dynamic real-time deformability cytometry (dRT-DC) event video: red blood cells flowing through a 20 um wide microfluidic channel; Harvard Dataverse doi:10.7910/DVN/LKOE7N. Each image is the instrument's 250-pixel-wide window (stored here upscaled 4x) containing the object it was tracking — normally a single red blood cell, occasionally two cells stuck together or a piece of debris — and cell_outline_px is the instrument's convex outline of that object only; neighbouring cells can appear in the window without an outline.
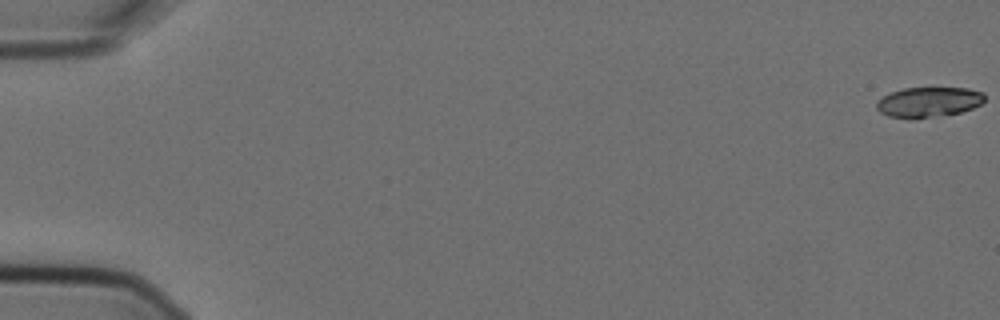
{"species": "Egyptian fruit bat (a non-hibernating species)", "species_latin": "Rousettus aegyptiacus", "temperature_condition": "cold", "stored_images_in_passage": 4, "camera_frame_rate_fps": 3000, "um_per_image_px": 0.085, "animal": {"sex": "female"}, "frame": {"image": 1, "passage_image": 1, "time_ms": 0.0, "image_size_px": [1000, 320], "cell_outline_px": [[984, 100], [980, 104], [972, 108], [960, 112], [928, 116], [888, 116], [880, 112], [876, 108], [876, 100], [892, 92], [904, 88], [968, 88], [984, 92]], "centroid_in_image_um": [78.94, 8.63], "position_along_channel_um": 6.1, "area_um2": 18.26}}
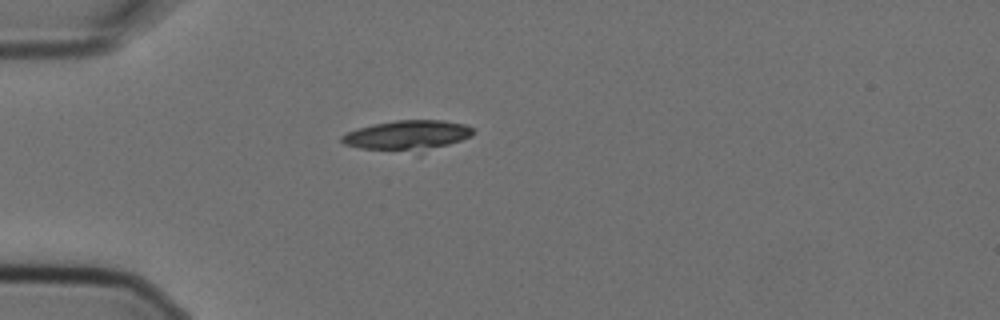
{"frame": {"image": 2, "passage_image": 4, "time_ms": 1.0, "image_size_px": [1000, 320], "cell_outline_px": [[476, 132], [472, 136], [420, 156], [360, 148], [344, 144], [340, 140], [340, 136], [348, 132], [372, 124], [396, 120], [444, 120], [464, 124], [476, 128]], "centroid_in_image_um": [34.71, 11.57], "position_along_channel_um": 50.3, "area_um2": 24.33}}